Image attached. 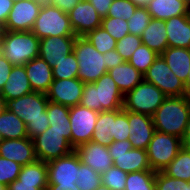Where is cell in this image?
<instances>
[{"label":"cell","instance_id":"4","mask_svg":"<svg viewBox=\"0 0 190 190\" xmlns=\"http://www.w3.org/2000/svg\"><path fill=\"white\" fill-rule=\"evenodd\" d=\"M40 39L32 31L5 32L2 55L13 65H25L39 57Z\"/></svg>","mask_w":190,"mask_h":190},{"label":"cell","instance_id":"23","mask_svg":"<svg viewBox=\"0 0 190 190\" xmlns=\"http://www.w3.org/2000/svg\"><path fill=\"white\" fill-rule=\"evenodd\" d=\"M146 8L152 18L163 21L180 15H190L189 0H151Z\"/></svg>","mask_w":190,"mask_h":190},{"label":"cell","instance_id":"42","mask_svg":"<svg viewBox=\"0 0 190 190\" xmlns=\"http://www.w3.org/2000/svg\"><path fill=\"white\" fill-rule=\"evenodd\" d=\"M137 7L131 0H113L108 9L107 17L129 20Z\"/></svg>","mask_w":190,"mask_h":190},{"label":"cell","instance_id":"41","mask_svg":"<svg viewBox=\"0 0 190 190\" xmlns=\"http://www.w3.org/2000/svg\"><path fill=\"white\" fill-rule=\"evenodd\" d=\"M101 27L104 28L116 41L129 34L128 22L122 18L104 17Z\"/></svg>","mask_w":190,"mask_h":190},{"label":"cell","instance_id":"46","mask_svg":"<svg viewBox=\"0 0 190 190\" xmlns=\"http://www.w3.org/2000/svg\"><path fill=\"white\" fill-rule=\"evenodd\" d=\"M48 183L21 182L16 179L7 186V190H46Z\"/></svg>","mask_w":190,"mask_h":190},{"label":"cell","instance_id":"10","mask_svg":"<svg viewBox=\"0 0 190 190\" xmlns=\"http://www.w3.org/2000/svg\"><path fill=\"white\" fill-rule=\"evenodd\" d=\"M182 148V139L155 131L147 147V155L152 171H162Z\"/></svg>","mask_w":190,"mask_h":190},{"label":"cell","instance_id":"34","mask_svg":"<svg viewBox=\"0 0 190 190\" xmlns=\"http://www.w3.org/2000/svg\"><path fill=\"white\" fill-rule=\"evenodd\" d=\"M159 54L148 46L141 44L132 54L128 62L141 74H145Z\"/></svg>","mask_w":190,"mask_h":190},{"label":"cell","instance_id":"7","mask_svg":"<svg viewBox=\"0 0 190 190\" xmlns=\"http://www.w3.org/2000/svg\"><path fill=\"white\" fill-rule=\"evenodd\" d=\"M166 97L155 85L143 80L124 95L122 109L153 116Z\"/></svg>","mask_w":190,"mask_h":190},{"label":"cell","instance_id":"26","mask_svg":"<svg viewBox=\"0 0 190 190\" xmlns=\"http://www.w3.org/2000/svg\"><path fill=\"white\" fill-rule=\"evenodd\" d=\"M142 44L161 55L168 48L165 21L152 18L141 35Z\"/></svg>","mask_w":190,"mask_h":190},{"label":"cell","instance_id":"11","mask_svg":"<svg viewBox=\"0 0 190 190\" xmlns=\"http://www.w3.org/2000/svg\"><path fill=\"white\" fill-rule=\"evenodd\" d=\"M144 80L159 88L166 96H184V82L169 68L161 55L152 63L143 75Z\"/></svg>","mask_w":190,"mask_h":190},{"label":"cell","instance_id":"13","mask_svg":"<svg viewBox=\"0 0 190 190\" xmlns=\"http://www.w3.org/2000/svg\"><path fill=\"white\" fill-rule=\"evenodd\" d=\"M43 3L38 0H21L13 3L5 29L7 31H31Z\"/></svg>","mask_w":190,"mask_h":190},{"label":"cell","instance_id":"14","mask_svg":"<svg viewBox=\"0 0 190 190\" xmlns=\"http://www.w3.org/2000/svg\"><path fill=\"white\" fill-rule=\"evenodd\" d=\"M79 166L80 157L75 150L66 156L48 162V184L76 183Z\"/></svg>","mask_w":190,"mask_h":190},{"label":"cell","instance_id":"57","mask_svg":"<svg viewBox=\"0 0 190 190\" xmlns=\"http://www.w3.org/2000/svg\"><path fill=\"white\" fill-rule=\"evenodd\" d=\"M7 102L0 93V114L6 109Z\"/></svg>","mask_w":190,"mask_h":190},{"label":"cell","instance_id":"62","mask_svg":"<svg viewBox=\"0 0 190 190\" xmlns=\"http://www.w3.org/2000/svg\"><path fill=\"white\" fill-rule=\"evenodd\" d=\"M38 1H40L42 3H47V2H50L51 0H38Z\"/></svg>","mask_w":190,"mask_h":190},{"label":"cell","instance_id":"5","mask_svg":"<svg viewBox=\"0 0 190 190\" xmlns=\"http://www.w3.org/2000/svg\"><path fill=\"white\" fill-rule=\"evenodd\" d=\"M73 53L78 62V79L83 83H94L108 73L105 56L95 49L84 36H77Z\"/></svg>","mask_w":190,"mask_h":190},{"label":"cell","instance_id":"60","mask_svg":"<svg viewBox=\"0 0 190 190\" xmlns=\"http://www.w3.org/2000/svg\"><path fill=\"white\" fill-rule=\"evenodd\" d=\"M0 190H7V186L0 183Z\"/></svg>","mask_w":190,"mask_h":190},{"label":"cell","instance_id":"64","mask_svg":"<svg viewBox=\"0 0 190 190\" xmlns=\"http://www.w3.org/2000/svg\"><path fill=\"white\" fill-rule=\"evenodd\" d=\"M18 1H21V0H12L13 3H16V2H18Z\"/></svg>","mask_w":190,"mask_h":190},{"label":"cell","instance_id":"27","mask_svg":"<svg viewBox=\"0 0 190 190\" xmlns=\"http://www.w3.org/2000/svg\"><path fill=\"white\" fill-rule=\"evenodd\" d=\"M161 56L171 71L185 83L190 68V49L168 47Z\"/></svg>","mask_w":190,"mask_h":190},{"label":"cell","instance_id":"63","mask_svg":"<svg viewBox=\"0 0 190 190\" xmlns=\"http://www.w3.org/2000/svg\"><path fill=\"white\" fill-rule=\"evenodd\" d=\"M187 190H190V182L187 181Z\"/></svg>","mask_w":190,"mask_h":190},{"label":"cell","instance_id":"17","mask_svg":"<svg viewBox=\"0 0 190 190\" xmlns=\"http://www.w3.org/2000/svg\"><path fill=\"white\" fill-rule=\"evenodd\" d=\"M129 133L128 140L133 148L147 150V147L155 133L153 117L147 114L127 111Z\"/></svg>","mask_w":190,"mask_h":190},{"label":"cell","instance_id":"21","mask_svg":"<svg viewBox=\"0 0 190 190\" xmlns=\"http://www.w3.org/2000/svg\"><path fill=\"white\" fill-rule=\"evenodd\" d=\"M24 66L32 90L46 94L54 80L50 65L45 60L37 57Z\"/></svg>","mask_w":190,"mask_h":190},{"label":"cell","instance_id":"58","mask_svg":"<svg viewBox=\"0 0 190 190\" xmlns=\"http://www.w3.org/2000/svg\"><path fill=\"white\" fill-rule=\"evenodd\" d=\"M96 190H112L107 186H104L103 184H101Z\"/></svg>","mask_w":190,"mask_h":190},{"label":"cell","instance_id":"47","mask_svg":"<svg viewBox=\"0 0 190 190\" xmlns=\"http://www.w3.org/2000/svg\"><path fill=\"white\" fill-rule=\"evenodd\" d=\"M13 65L3 56H0V91L8 81Z\"/></svg>","mask_w":190,"mask_h":190},{"label":"cell","instance_id":"6","mask_svg":"<svg viewBox=\"0 0 190 190\" xmlns=\"http://www.w3.org/2000/svg\"><path fill=\"white\" fill-rule=\"evenodd\" d=\"M31 31L40 40L51 36H76L68 14L50 2L43 3Z\"/></svg>","mask_w":190,"mask_h":190},{"label":"cell","instance_id":"35","mask_svg":"<svg viewBox=\"0 0 190 190\" xmlns=\"http://www.w3.org/2000/svg\"><path fill=\"white\" fill-rule=\"evenodd\" d=\"M84 37L88 39L101 54L116 49L117 41L101 26L89 31Z\"/></svg>","mask_w":190,"mask_h":190},{"label":"cell","instance_id":"15","mask_svg":"<svg viewBox=\"0 0 190 190\" xmlns=\"http://www.w3.org/2000/svg\"><path fill=\"white\" fill-rule=\"evenodd\" d=\"M84 85L78 78L54 79L46 93L47 99L67 107L79 105Z\"/></svg>","mask_w":190,"mask_h":190},{"label":"cell","instance_id":"50","mask_svg":"<svg viewBox=\"0 0 190 190\" xmlns=\"http://www.w3.org/2000/svg\"><path fill=\"white\" fill-rule=\"evenodd\" d=\"M80 0H51L50 3L58 7L64 13H69Z\"/></svg>","mask_w":190,"mask_h":190},{"label":"cell","instance_id":"39","mask_svg":"<svg viewBox=\"0 0 190 190\" xmlns=\"http://www.w3.org/2000/svg\"><path fill=\"white\" fill-rule=\"evenodd\" d=\"M151 14L146 7H137L134 15L130 17L128 22L129 34L141 37L143 31L147 28L151 21Z\"/></svg>","mask_w":190,"mask_h":190},{"label":"cell","instance_id":"25","mask_svg":"<svg viewBox=\"0 0 190 190\" xmlns=\"http://www.w3.org/2000/svg\"><path fill=\"white\" fill-rule=\"evenodd\" d=\"M111 78L117 84L123 95L132 91L144 80L143 74L135 69L128 61L108 70Z\"/></svg>","mask_w":190,"mask_h":190},{"label":"cell","instance_id":"37","mask_svg":"<svg viewBox=\"0 0 190 190\" xmlns=\"http://www.w3.org/2000/svg\"><path fill=\"white\" fill-rule=\"evenodd\" d=\"M129 123L127 117V111L124 109H117L112 111V141L128 140Z\"/></svg>","mask_w":190,"mask_h":190},{"label":"cell","instance_id":"18","mask_svg":"<svg viewBox=\"0 0 190 190\" xmlns=\"http://www.w3.org/2000/svg\"><path fill=\"white\" fill-rule=\"evenodd\" d=\"M76 37L51 36L41 39L39 43V57L53 68L57 60L59 61L73 52Z\"/></svg>","mask_w":190,"mask_h":190},{"label":"cell","instance_id":"1","mask_svg":"<svg viewBox=\"0 0 190 190\" xmlns=\"http://www.w3.org/2000/svg\"><path fill=\"white\" fill-rule=\"evenodd\" d=\"M48 102L45 93L33 91L17 99L7 101L6 108L24 121L27 135L33 139L50 126L46 112Z\"/></svg>","mask_w":190,"mask_h":190},{"label":"cell","instance_id":"54","mask_svg":"<svg viewBox=\"0 0 190 190\" xmlns=\"http://www.w3.org/2000/svg\"><path fill=\"white\" fill-rule=\"evenodd\" d=\"M185 86V95L190 98V68H189V72H188V76L186 78V81L184 83Z\"/></svg>","mask_w":190,"mask_h":190},{"label":"cell","instance_id":"32","mask_svg":"<svg viewBox=\"0 0 190 190\" xmlns=\"http://www.w3.org/2000/svg\"><path fill=\"white\" fill-rule=\"evenodd\" d=\"M18 180L29 183H48L47 163L36 160L33 163L22 166Z\"/></svg>","mask_w":190,"mask_h":190},{"label":"cell","instance_id":"59","mask_svg":"<svg viewBox=\"0 0 190 190\" xmlns=\"http://www.w3.org/2000/svg\"><path fill=\"white\" fill-rule=\"evenodd\" d=\"M185 132H190V116H189V120L187 122V126H186Z\"/></svg>","mask_w":190,"mask_h":190},{"label":"cell","instance_id":"45","mask_svg":"<svg viewBox=\"0 0 190 190\" xmlns=\"http://www.w3.org/2000/svg\"><path fill=\"white\" fill-rule=\"evenodd\" d=\"M155 190H187V181L169 177L159 171L155 173Z\"/></svg>","mask_w":190,"mask_h":190},{"label":"cell","instance_id":"28","mask_svg":"<svg viewBox=\"0 0 190 190\" xmlns=\"http://www.w3.org/2000/svg\"><path fill=\"white\" fill-rule=\"evenodd\" d=\"M0 133L4 139H22L28 137L24 121L7 108L0 114Z\"/></svg>","mask_w":190,"mask_h":190},{"label":"cell","instance_id":"24","mask_svg":"<svg viewBox=\"0 0 190 190\" xmlns=\"http://www.w3.org/2000/svg\"><path fill=\"white\" fill-rule=\"evenodd\" d=\"M31 92H33V90L26 75L25 66H13L9 74L8 81L4 84L3 89L0 91L3 98L7 102Z\"/></svg>","mask_w":190,"mask_h":190},{"label":"cell","instance_id":"9","mask_svg":"<svg viewBox=\"0 0 190 190\" xmlns=\"http://www.w3.org/2000/svg\"><path fill=\"white\" fill-rule=\"evenodd\" d=\"M108 149L113 165L127 173L152 170L147 151L133 148L129 140L113 141Z\"/></svg>","mask_w":190,"mask_h":190},{"label":"cell","instance_id":"20","mask_svg":"<svg viewBox=\"0 0 190 190\" xmlns=\"http://www.w3.org/2000/svg\"><path fill=\"white\" fill-rule=\"evenodd\" d=\"M0 157L15 161L21 166L37 160L33 140L29 137L4 139L0 144Z\"/></svg>","mask_w":190,"mask_h":190},{"label":"cell","instance_id":"3","mask_svg":"<svg viewBox=\"0 0 190 190\" xmlns=\"http://www.w3.org/2000/svg\"><path fill=\"white\" fill-rule=\"evenodd\" d=\"M124 95L109 73L84 85L80 105L97 112L123 108Z\"/></svg>","mask_w":190,"mask_h":190},{"label":"cell","instance_id":"19","mask_svg":"<svg viewBox=\"0 0 190 190\" xmlns=\"http://www.w3.org/2000/svg\"><path fill=\"white\" fill-rule=\"evenodd\" d=\"M75 151L80 157L81 163L89 166L97 173L102 174L113 166L108 146L90 141L78 146Z\"/></svg>","mask_w":190,"mask_h":190},{"label":"cell","instance_id":"53","mask_svg":"<svg viewBox=\"0 0 190 190\" xmlns=\"http://www.w3.org/2000/svg\"><path fill=\"white\" fill-rule=\"evenodd\" d=\"M182 147L190 152V132H185L182 138Z\"/></svg>","mask_w":190,"mask_h":190},{"label":"cell","instance_id":"29","mask_svg":"<svg viewBox=\"0 0 190 190\" xmlns=\"http://www.w3.org/2000/svg\"><path fill=\"white\" fill-rule=\"evenodd\" d=\"M46 112L52 131L71 132L69 107L49 101Z\"/></svg>","mask_w":190,"mask_h":190},{"label":"cell","instance_id":"31","mask_svg":"<svg viewBox=\"0 0 190 190\" xmlns=\"http://www.w3.org/2000/svg\"><path fill=\"white\" fill-rule=\"evenodd\" d=\"M111 133L112 111L99 112L91 141L99 143L102 146H109L113 142Z\"/></svg>","mask_w":190,"mask_h":190},{"label":"cell","instance_id":"49","mask_svg":"<svg viewBox=\"0 0 190 190\" xmlns=\"http://www.w3.org/2000/svg\"><path fill=\"white\" fill-rule=\"evenodd\" d=\"M95 8L97 13L102 17H107L108 9L113 0H88Z\"/></svg>","mask_w":190,"mask_h":190},{"label":"cell","instance_id":"2","mask_svg":"<svg viewBox=\"0 0 190 190\" xmlns=\"http://www.w3.org/2000/svg\"><path fill=\"white\" fill-rule=\"evenodd\" d=\"M189 116L190 98L184 95L167 96L152 117L156 131L182 139Z\"/></svg>","mask_w":190,"mask_h":190},{"label":"cell","instance_id":"16","mask_svg":"<svg viewBox=\"0 0 190 190\" xmlns=\"http://www.w3.org/2000/svg\"><path fill=\"white\" fill-rule=\"evenodd\" d=\"M67 14L76 36H85L101 26L102 17L88 0H80Z\"/></svg>","mask_w":190,"mask_h":190},{"label":"cell","instance_id":"55","mask_svg":"<svg viewBox=\"0 0 190 190\" xmlns=\"http://www.w3.org/2000/svg\"><path fill=\"white\" fill-rule=\"evenodd\" d=\"M6 29L3 24L0 23V56L2 55V45Z\"/></svg>","mask_w":190,"mask_h":190},{"label":"cell","instance_id":"36","mask_svg":"<svg viewBox=\"0 0 190 190\" xmlns=\"http://www.w3.org/2000/svg\"><path fill=\"white\" fill-rule=\"evenodd\" d=\"M78 62L75 54L72 52L65 58L57 60L52 68L54 79H72L78 78Z\"/></svg>","mask_w":190,"mask_h":190},{"label":"cell","instance_id":"22","mask_svg":"<svg viewBox=\"0 0 190 190\" xmlns=\"http://www.w3.org/2000/svg\"><path fill=\"white\" fill-rule=\"evenodd\" d=\"M168 47L190 49V15H180L165 21Z\"/></svg>","mask_w":190,"mask_h":190},{"label":"cell","instance_id":"44","mask_svg":"<svg viewBox=\"0 0 190 190\" xmlns=\"http://www.w3.org/2000/svg\"><path fill=\"white\" fill-rule=\"evenodd\" d=\"M142 44L141 37L134 34L125 35L121 40L117 41L116 51L121 55L123 60L128 61L133 52Z\"/></svg>","mask_w":190,"mask_h":190},{"label":"cell","instance_id":"38","mask_svg":"<svg viewBox=\"0 0 190 190\" xmlns=\"http://www.w3.org/2000/svg\"><path fill=\"white\" fill-rule=\"evenodd\" d=\"M101 184V174L84 165L80 160L79 174L76 181L77 187L80 190H96Z\"/></svg>","mask_w":190,"mask_h":190},{"label":"cell","instance_id":"52","mask_svg":"<svg viewBox=\"0 0 190 190\" xmlns=\"http://www.w3.org/2000/svg\"><path fill=\"white\" fill-rule=\"evenodd\" d=\"M46 190H80L76 183L72 184H48Z\"/></svg>","mask_w":190,"mask_h":190},{"label":"cell","instance_id":"56","mask_svg":"<svg viewBox=\"0 0 190 190\" xmlns=\"http://www.w3.org/2000/svg\"><path fill=\"white\" fill-rule=\"evenodd\" d=\"M138 7H146L151 0H131Z\"/></svg>","mask_w":190,"mask_h":190},{"label":"cell","instance_id":"43","mask_svg":"<svg viewBox=\"0 0 190 190\" xmlns=\"http://www.w3.org/2000/svg\"><path fill=\"white\" fill-rule=\"evenodd\" d=\"M21 168L17 162L0 157V183L8 186L18 178Z\"/></svg>","mask_w":190,"mask_h":190},{"label":"cell","instance_id":"40","mask_svg":"<svg viewBox=\"0 0 190 190\" xmlns=\"http://www.w3.org/2000/svg\"><path fill=\"white\" fill-rule=\"evenodd\" d=\"M128 173L116 166L101 174L102 184L112 190H124Z\"/></svg>","mask_w":190,"mask_h":190},{"label":"cell","instance_id":"12","mask_svg":"<svg viewBox=\"0 0 190 190\" xmlns=\"http://www.w3.org/2000/svg\"><path fill=\"white\" fill-rule=\"evenodd\" d=\"M98 114L99 112L83 107L80 104L69 107L70 143L74 149L91 141Z\"/></svg>","mask_w":190,"mask_h":190},{"label":"cell","instance_id":"48","mask_svg":"<svg viewBox=\"0 0 190 190\" xmlns=\"http://www.w3.org/2000/svg\"><path fill=\"white\" fill-rule=\"evenodd\" d=\"M106 60L107 71L125 62L116 50H111L103 54Z\"/></svg>","mask_w":190,"mask_h":190},{"label":"cell","instance_id":"8","mask_svg":"<svg viewBox=\"0 0 190 190\" xmlns=\"http://www.w3.org/2000/svg\"><path fill=\"white\" fill-rule=\"evenodd\" d=\"M70 136L71 132L52 131L50 126L43 133L35 136L32 140L37 160L48 163L74 151Z\"/></svg>","mask_w":190,"mask_h":190},{"label":"cell","instance_id":"33","mask_svg":"<svg viewBox=\"0 0 190 190\" xmlns=\"http://www.w3.org/2000/svg\"><path fill=\"white\" fill-rule=\"evenodd\" d=\"M155 173L152 170L128 173L124 190H155Z\"/></svg>","mask_w":190,"mask_h":190},{"label":"cell","instance_id":"61","mask_svg":"<svg viewBox=\"0 0 190 190\" xmlns=\"http://www.w3.org/2000/svg\"><path fill=\"white\" fill-rule=\"evenodd\" d=\"M4 141V137L2 136V134L0 133V144Z\"/></svg>","mask_w":190,"mask_h":190},{"label":"cell","instance_id":"30","mask_svg":"<svg viewBox=\"0 0 190 190\" xmlns=\"http://www.w3.org/2000/svg\"><path fill=\"white\" fill-rule=\"evenodd\" d=\"M162 172L169 177L190 182V152L182 147Z\"/></svg>","mask_w":190,"mask_h":190},{"label":"cell","instance_id":"51","mask_svg":"<svg viewBox=\"0 0 190 190\" xmlns=\"http://www.w3.org/2000/svg\"><path fill=\"white\" fill-rule=\"evenodd\" d=\"M13 7L12 0H0V23L5 25L9 12Z\"/></svg>","mask_w":190,"mask_h":190}]
</instances>
